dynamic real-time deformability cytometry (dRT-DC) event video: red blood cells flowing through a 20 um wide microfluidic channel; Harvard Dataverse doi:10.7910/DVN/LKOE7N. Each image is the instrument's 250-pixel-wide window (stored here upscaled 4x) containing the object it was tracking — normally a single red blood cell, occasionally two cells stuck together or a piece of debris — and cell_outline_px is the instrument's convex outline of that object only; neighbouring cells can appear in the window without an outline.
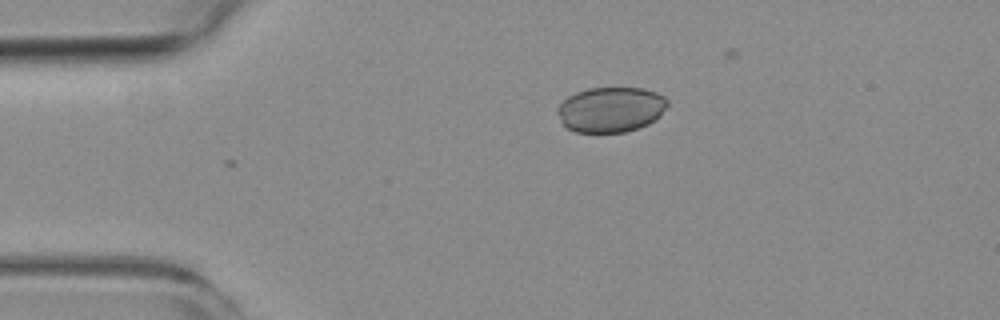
{"species": "common noctule bat (a hibernating species)", "species_latin": "Nyctalus noctula", "temperature_condition": "room temperature", "stored_images_in_passage": 4, "camera_frame_rate_fps": 3000, "um_per_image_px": 0.085, "animal": {"sex": "female", "body_mass_g": 19.3, "forearm_length_mm": 54.1}, "frame": {"image": 1, "passage_image": 1, "time_ms": 0.0, "image_size_px": [1000, 320], "cell_outline_px": [[668, 104], [660, 116], [656, 120], [648, 124], [624, 132], [576, 132], [568, 128], [560, 120], [556, 112], [556, 108], [568, 96], [576, 92], [588, 88], [644, 88], [656, 92], [664, 96], [668, 100]], "centroid_in_image_um": [51.92, 9.3], "position_along_channel_um": 33.1, "area_um2": 29.07}}
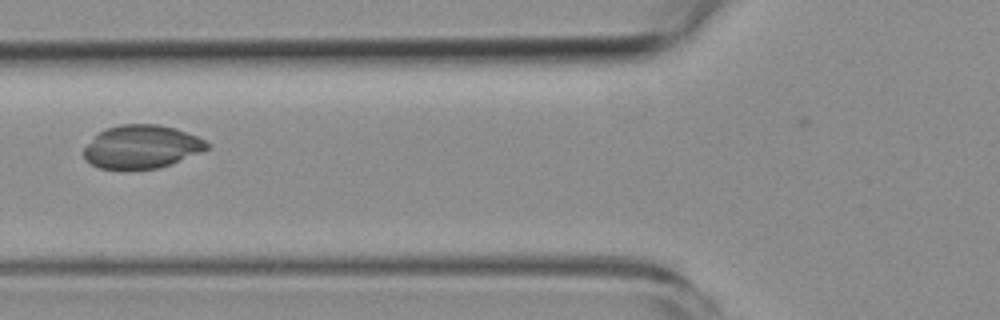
{"frame": {"image": 2, "passage_image": 4, "time_ms": 3.333, "image_size_px": [1000, 320], "cell_outline_px": [[208, 148], [200, 152], [172, 164], [156, 168], [100, 168], [84, 160], [84, 148], [100, 132], [108, 128], [120, 124], [156, 124], [176, 128], [196, 136], [204, 140], [208, 144]], "centroid_in_image_um": [12.04, 12.46], "position_along_channel_um": 113.8, "area_um2": 30.52}}